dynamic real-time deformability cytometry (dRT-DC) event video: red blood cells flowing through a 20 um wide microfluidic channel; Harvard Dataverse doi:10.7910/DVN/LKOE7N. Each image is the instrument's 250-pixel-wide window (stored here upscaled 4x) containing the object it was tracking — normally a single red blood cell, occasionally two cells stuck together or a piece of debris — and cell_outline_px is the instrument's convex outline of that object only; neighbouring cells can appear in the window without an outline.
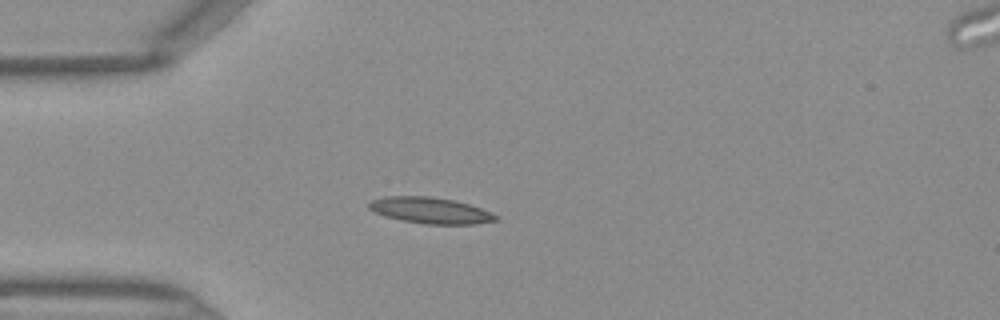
{"species": "Egyptian fruit bat (a non-hibernating species)", "species_latin": "Rousettus aegyptiacus", "temperature_condition": "warm", "stored_images_in_passage": 35, "camera_frame_rate_fps": 3000, "um_per_image_px": 0.085, "frame": {"image": 1, "passage_image": 1, "time_ms": 0.0, "image_size_px": [1000, 320], "cell_outline_px": [[500, 220], [476, 224], [424, 224], [384, 216], [368, 208], [368, 200], [384, 196], [432, 196], [452, 200], [468, 204], [480, 208], [500, 216]], "centroid_in_image_um": [36.58, 17.88], "position_along_channel_um": 48.4, "area_um2": 19.42}}
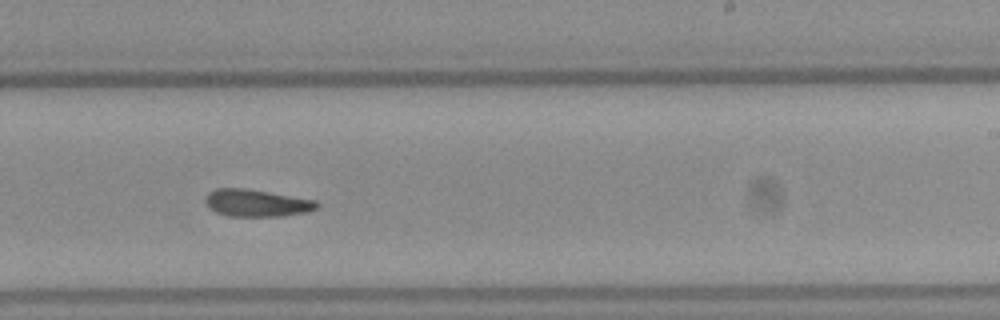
{"frame": {"image": 2, "passage_image": 17, "time_ms": 5.333, "image_size_px": [1000, 320], "cell_outline_px": [[320, 208], [308, 212], [284, 216], [228, 216], [216, 212], [208, 208], [204, 200], [208, 192], [216, 188], [244, 188], [316, 200], [320, 204]], "centroid_in_image_um": [21.82, 17.26], "position_along_channel_um": 267.2, "area_um2": 17.86}}
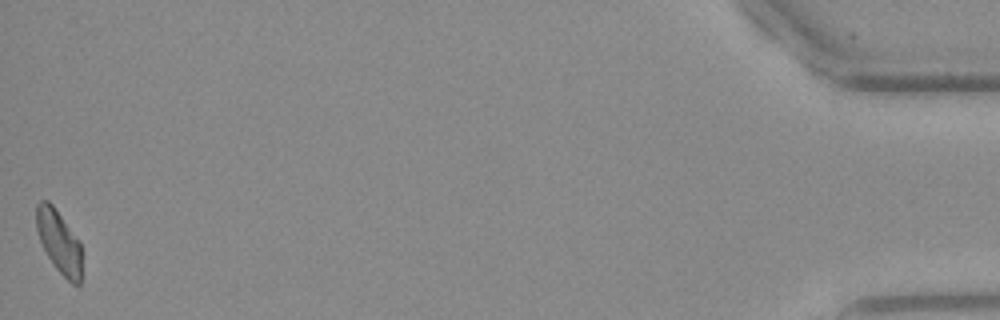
{"frame": {"image": 3, "passage_image": 35, "time_ms": 11.333, "image_size_px": [1000, 320], "cell_outline_px": [[80, 284], [72, 284], [56, 268], [48, 256], [40, 240], [36, 228], [36, 204], [40, 200], [48, 200], [52, 204], [80, 240]], "centroid_in_image_um": [5.0, 20.49], "position_along_channel_um": 430.2, "area_um2": 16.42}}